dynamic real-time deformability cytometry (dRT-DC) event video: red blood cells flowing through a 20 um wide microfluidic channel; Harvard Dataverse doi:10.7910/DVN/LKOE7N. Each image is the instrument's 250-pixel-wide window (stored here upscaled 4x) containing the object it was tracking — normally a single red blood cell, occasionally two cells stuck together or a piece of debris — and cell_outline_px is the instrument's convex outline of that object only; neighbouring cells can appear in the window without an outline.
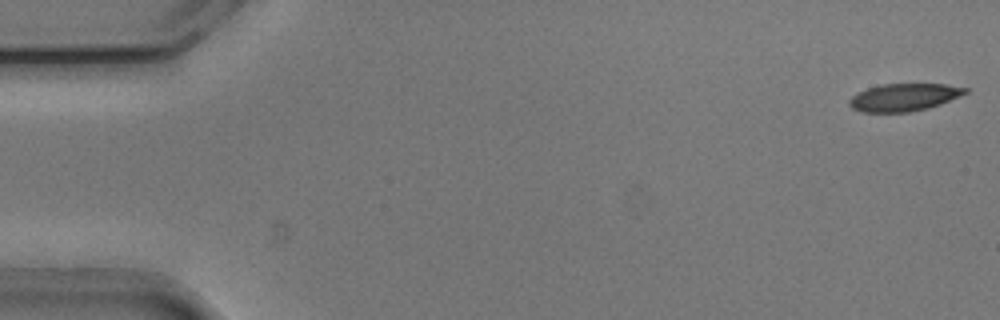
{"species": "common noctule bat (a hibernating species)", "species_latin": "Nyctalus noctula", "temperature_condition": "cold", "stored_images_in_passage": 53, "camera_frame_rate_fps": 3000, "um_per_image_px": 0.085, "animal": {"sex": "male", "body_mass_g": 20.5, "forearm_length_mm": 52.5}, "frame": {"image": 1, "passage_image": 1, "time_ms": 0.0, "image_size_px": [1000, 320], "cell_outline_px": [[968, 92], [960, 96], [940, 104], [928, 108], [908, 112], [864, 112], [852, 108], [848, 104], [848, 100], [856, 92], [880, 84], [944, 84], [968, 88]], "centroid_in_image_um": [76.81, 8.26], "position_along_channel_um": 8.2, "area_um2": 18.61}}
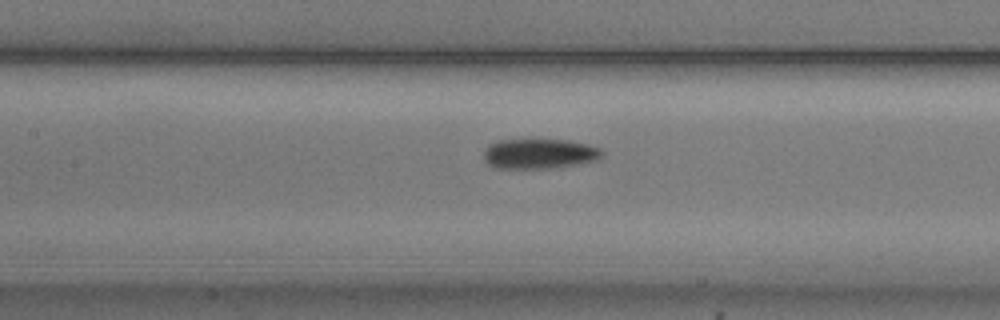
{"frame": {"image": 2, "passage_image": 24, "time_ms": 7.667, "image_size_px": [1000, 320], "cell_outline_px": [[604, 156], [596, 160], [556, 168], [492, 168], [484, 160], [484, 148], [488, 144], [496, 140], [568, 140], [588, 144], [600, 148], [604, 152]], "centroid_in_image_um": [45.83, 13.07], "position_along_channel_um": 161.6, "area_um2": 20.92}}
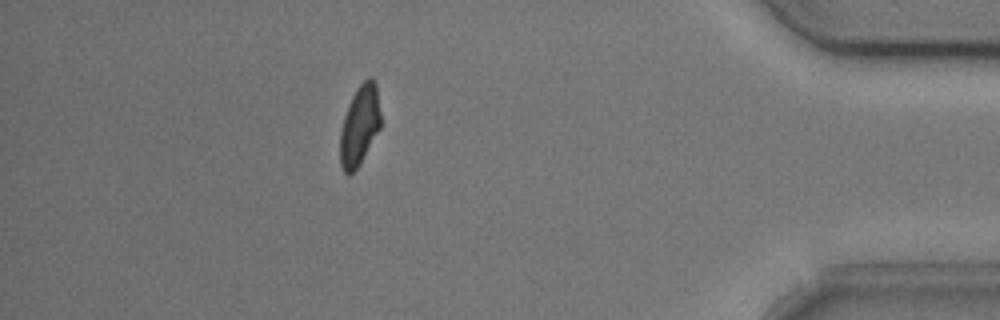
{"frame": {"image": 3, "passage_image": 47, "time_ms": 15.333, "image_size_px": [1000, 320], "cell_outline_px": [[380, 128], [360, 164], [348, 176], [344, 172], [340, 164], [340, 132], [344, 116], [348, 104], [356, 88], [368, 76], [372, 76], [376, 84], [380, 112]], "centroid_in_image_um": [30.56, 10.65], "position_along_channel_um": 404.6, "area_um2": 18.96}, "authors_computed_cell_mechanics": {"area_um2": 20.3456, "velocity_mm_per_s": 3.7713, "shape_relaxation_time_tau1_ms": 4.6986, "shape_relaxation_time_tau2_ms": 3.3134, "deformation_change_tau1": 0.1346, "deformation_change_tau2": 0.0836}}